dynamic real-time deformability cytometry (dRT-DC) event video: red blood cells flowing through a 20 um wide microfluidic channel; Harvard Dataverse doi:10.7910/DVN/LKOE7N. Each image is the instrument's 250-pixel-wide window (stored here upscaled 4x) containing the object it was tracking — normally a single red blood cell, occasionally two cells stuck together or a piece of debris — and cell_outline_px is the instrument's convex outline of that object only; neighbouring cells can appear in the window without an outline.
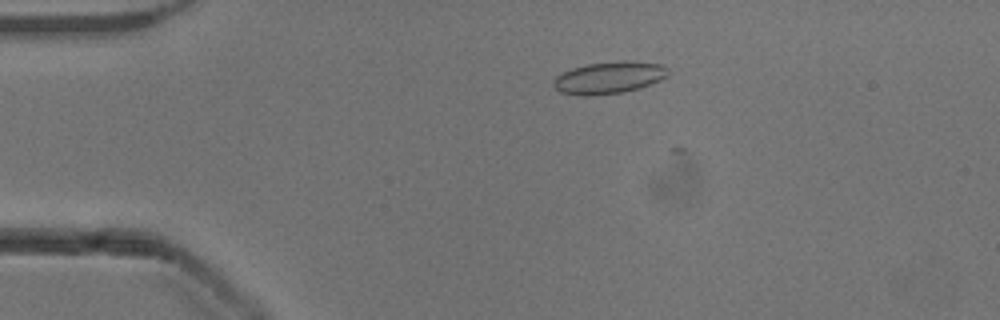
{"species": "common noctule bat (a hibernating species)", "species_latin": "Nyctalus noctula", "temperature_condition": "cold", "stored_images_in_passage": 19, "camera_frame_rate_fps": 3000, "um_per_image_px": 0.085, "animal": {"sex": "male", "body_mass_g": 13.3}, "frame": {"image": 1, "passage_image": 11, "time_ms": 3.333, "image_size_px": [1000, 320], "cell_outline_px": [[668, 76], [660, 80], [624, 92], [592, 96], [580, 96], [560, 92], [552, 84], [552, 80], [556, 76], [572, 68], [588, 64], [620, 60], [624, 60], [660, 64], [668, 68]], "centroid_in_image_um": [51.73, 6.6], "position_along_channel_um": 33.3, "area_um2": 21.39}}
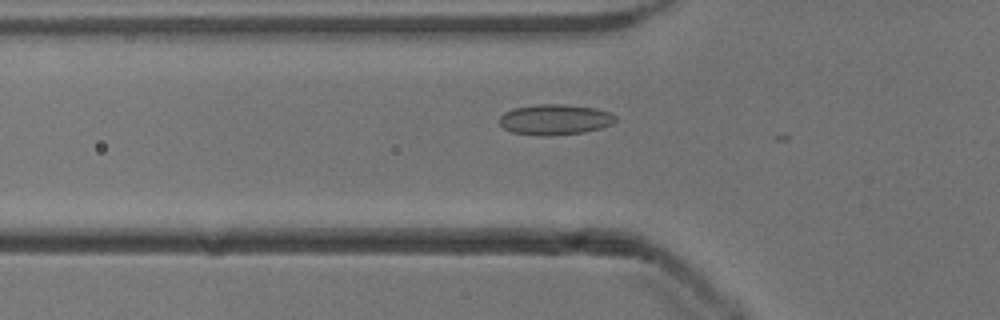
{"frame": {"image": 2, "passage_image": 18, "time_ms": 5.667, "image_size_px": [1000, 320], "cell_outline_px": [[616, 120], [612, 124], [600, 128], [584, 132], [540, 136], [512, 132], [504, 128], [500, 124], [500, 116], [504, 112], [512, 108], [536, 104], [568, 104], [596, 108], [608, 112], [616, 116]], "centroid_in_image_um": [47.16, 10.15], "position_along_channel_um": 78.6, "area_um2": 20.69}}